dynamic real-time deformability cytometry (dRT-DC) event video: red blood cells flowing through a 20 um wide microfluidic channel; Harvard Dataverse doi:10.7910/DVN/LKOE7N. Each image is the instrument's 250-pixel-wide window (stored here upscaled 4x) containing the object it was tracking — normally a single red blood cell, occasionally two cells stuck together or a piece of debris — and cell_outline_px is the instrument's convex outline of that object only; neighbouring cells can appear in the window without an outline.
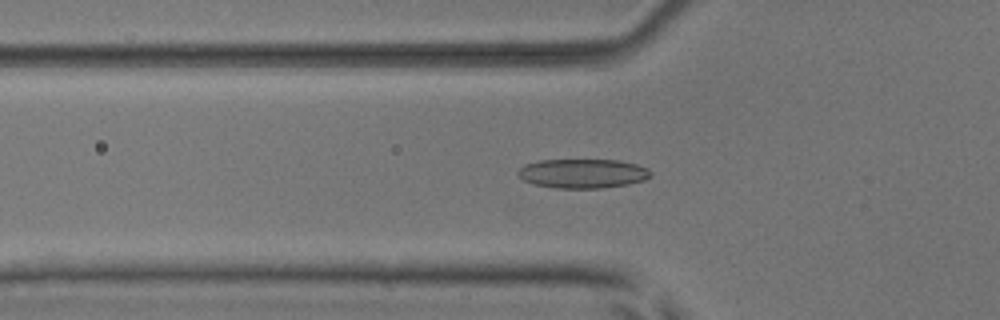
{"species": "common noctule bat (a hibernating species)", "species_latin": "Nyctalus noctula", "temperature_condition": "room temperature", "stored_images_in_passage": 54, "camera_frame_rate_fps": 3000, "um_per_image_px": 0.085, "animal": {"sex": "male", "body_mass_g": 17.9, "forearm_length_mm": 54.2}, "frame": {"image": 1, "passage_image": 19, "time_ms": 6.0, "image_size_px": [1000, 320], "cell_outline_px": [[652, 176], [644, 180], [628, 184], [600, 188], [556, 188], [532, 184], [516, 176], [516, 172], [524, 164], [540, 160], [620, 160], [636, 164], [648, 168], [652, 172]], "centroid_in_image_um": [49.51, 14.74], "position_along_channel_um": 76.3, "area_um2": 22.83}}
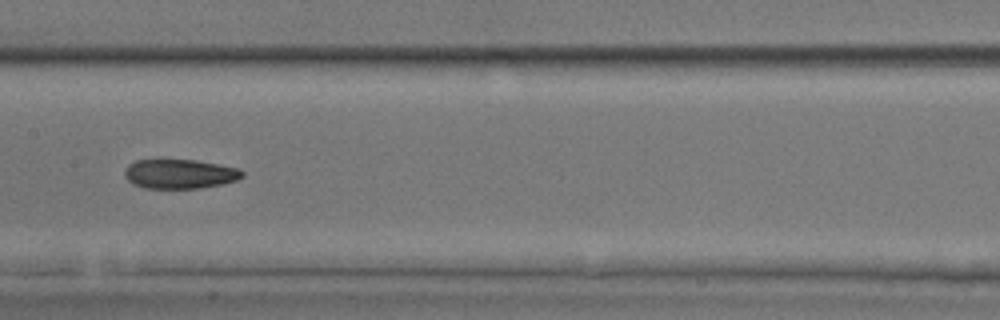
{"frame": {"image": 2, "passage_image": 28, "time_ms": 9.0, "image_size_px": [1000, 320], "cell_outline_px": [[244, 176], [236, 180], [220, 184], [200, 188], [144, 188], [132, 184], [124, 176], [124, 172], [128, 164], [136, 160], [156, 156], [196, 160], [240, 168], [244, 172]], "centroid_in_image_um": [15.21, 14.73], "position_along_channel_um": 192.2, "area_um2": 21.04}}
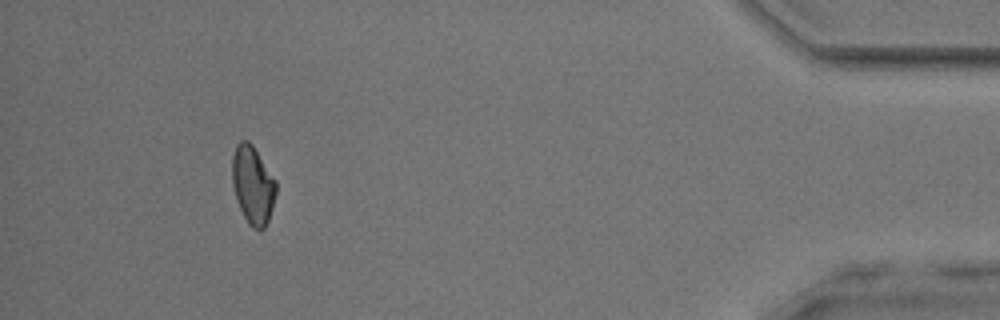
{"frame": {"image": 3, "passage_image": 50, "time_ms": 16.333, "image_size_px": [1000, 320], "cell_outline_px": [[276, 192], [272, 208], [268, 220], [264, 228], [260, 232], [252, 228], [248, 224], [240, 208], [232, 184], [232, 156], [236, 144], [240, 140], [248, 140], [252, 144], [276, 180]], "centroid_in_image_um": [21.48, 15.72], "position_along_channel_um": 413.7, "area_um2": 20.0}, "authors_computed_cell_mechanics": {"area_um2": 20.8947, "velocity_mm_per_s": 3.8603, "shape_relaxation_time_tau1_ms": 10.0215, "shape_relaxation_time_tau2_ms": 5.1765, "deformation_change_tau1": 0.1834, "deformation_change_tau2": 0.1117}}